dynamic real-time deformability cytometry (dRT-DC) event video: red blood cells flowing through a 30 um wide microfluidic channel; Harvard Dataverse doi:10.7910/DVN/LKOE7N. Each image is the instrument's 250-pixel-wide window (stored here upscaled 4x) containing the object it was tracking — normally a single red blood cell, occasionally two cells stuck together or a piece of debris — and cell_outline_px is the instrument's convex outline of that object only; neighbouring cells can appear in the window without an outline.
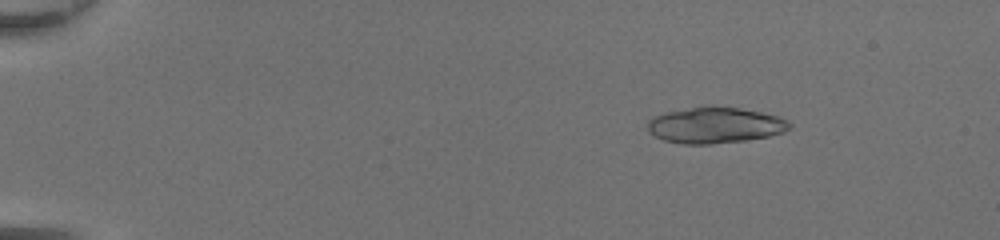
{"species": "common noctule bat (a hibernating species)", "species_latin": "Nyctalus noctula", "temperature_condition": "room temperature", "stored_images_in_passage": 48, "segment_of_instrument_passage": [1, 2], "camera_frame_rate_fps": 3000, "um_per_image_px": 0.085, "animal": {"sex": "female", "body_mass_g": 20.0, "forearm_length_mm": 54.0}, "frame": {"image": 1, "passage_image": 8, "time_ms": 2.333, "image_size_px": [1000, 240], "cell_outline_px": [[792, 128], [784, 132], [768, 136], [744, 140], [712, 144], [684, 144], [664, 140], [648, 132], [648, 120], [652, 116], [664, 112], [704, 104], [716, 104], [740, 108], [760, 112], [776, 116], [788, 120], [792, 124]], "centroid_in_image_um": [60.76, 10.61], "position_along_channel_um": 24.2, "area_um2": 30.4}}
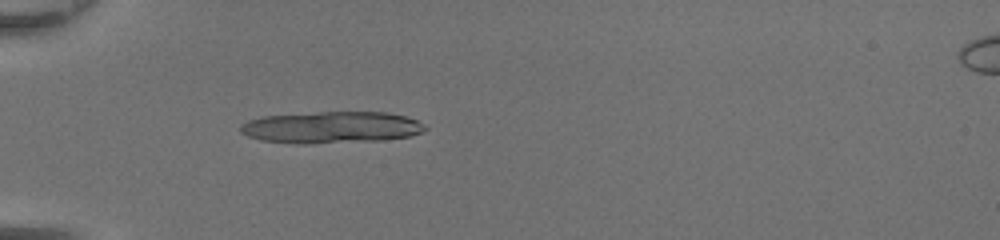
{"frame": {"image": 2, "passage_image": 17, "time_ms": 5.333, "image_size_px": [1000, 240], "cell_outline_px": [[428, 128], [424, 132], [412, 136], [384, 140], [304, 144], [296, 144], [260, 140], [248, 136], [240, 132], [240, 124], [248, 120], [264, 116], [316, 112], [388, 112], [404, 116], [416, 120], [424, 124]], "centroid_in_image_um": [28.18, 10.83], "position_along_channel_um": 56.8, "area_um2": 34.45}}